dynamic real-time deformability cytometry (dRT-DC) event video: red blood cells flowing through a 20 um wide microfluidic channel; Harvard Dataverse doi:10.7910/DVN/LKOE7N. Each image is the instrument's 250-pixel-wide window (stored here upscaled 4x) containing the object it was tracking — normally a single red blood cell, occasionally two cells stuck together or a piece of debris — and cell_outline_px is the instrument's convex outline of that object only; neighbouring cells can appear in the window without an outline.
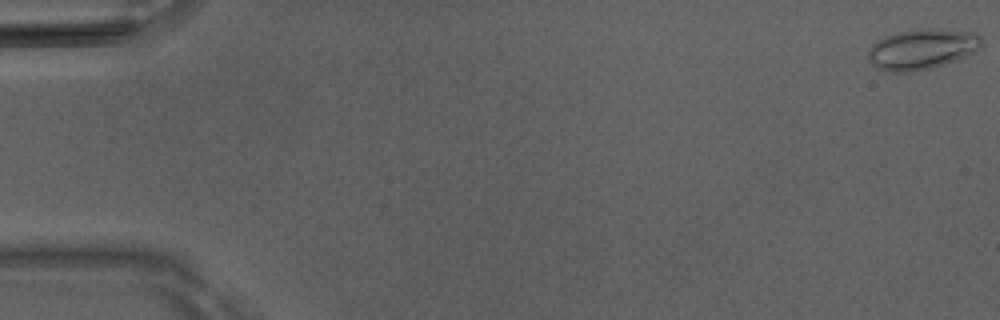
{"species": "Egyptian fruit bat (a non-hibernating species)", "species_latin": "Rousettus aegyptiacus", "temperature_condition": "room temperature", "stored_images_in_passage": 51, "camera_frame_rate_fps": 3000, "um_per_image_px": 0.085, "animal": {"sex": "male"}, "frame": {"image": 1, "passage_image": 1, "time_ms": 0.0, "image_size_px": [1000, 320], "cell_outline_px": [[984, 40], [980, 48], [976, 52], [956, 60], [932, 68], [912, 72], [884, 72], [876, 68], [868, 60], [868, 52], [872, 44], [884, 36], [896, 32], [912, 28], [928, 28], [976, 32]], "centroid_in_image_um": [78.37, 4.17], "position_along_channel_um": 6.6, "area_um2": 27.34}}
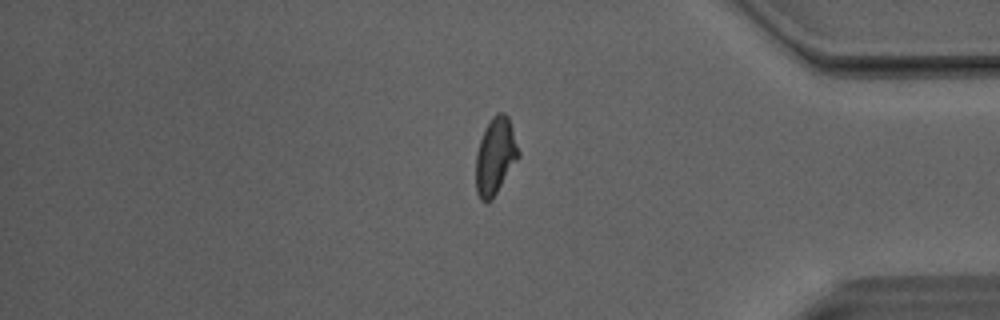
{"frame": {"image": 2, "passage_image": 43, "time_ms": 14.0, "image_size_px": [1000, 320], "cell_outline_px": [[520, 156], [492, 200], [484, 204], [480, 200], [476, 192], [476, 152], [484, 128], [492, 116], [496, 112], [504, 112], [508, 116], [520, 152]], "centroid_in_image_um": [42.09, 13.28], "position_along_channel_um": 393.1, "area_um2": 19.36}}
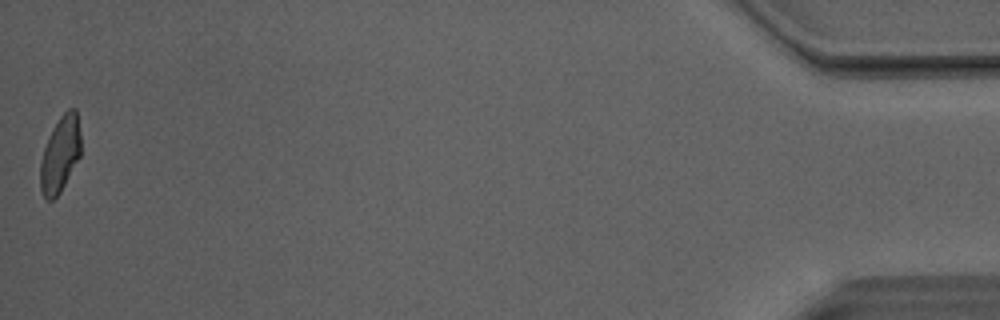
{"frame": {"image": 3, "passage_image": 51, "time_ms": 16.667, "image_size_px": [1000, 320], "cell_outline_px": [[80, 156], [60, 192], [52, 200], [48, 200], [44, 196], [40, 188], [40, 164], [44, 148], [52, 128], [60, 116], [68, 108], [76, 108], [80, 132]], "centroid_in_image_um": [5.11, 13.09], "position_along_channel_um": 430.1, "area_um2": 17.8}, "authors_computed_cell_mechanics": {"area_um2": 19.1318, "velocity_mm_per_s": 4.0897, "shape_relaxation_time_tau1_ms": 7.993, "shape_relaxation_time_tau2_ms": 1.8269, "deformation_change_tau1": 0.1911, "deformation_change_tau2": 0.0551}}